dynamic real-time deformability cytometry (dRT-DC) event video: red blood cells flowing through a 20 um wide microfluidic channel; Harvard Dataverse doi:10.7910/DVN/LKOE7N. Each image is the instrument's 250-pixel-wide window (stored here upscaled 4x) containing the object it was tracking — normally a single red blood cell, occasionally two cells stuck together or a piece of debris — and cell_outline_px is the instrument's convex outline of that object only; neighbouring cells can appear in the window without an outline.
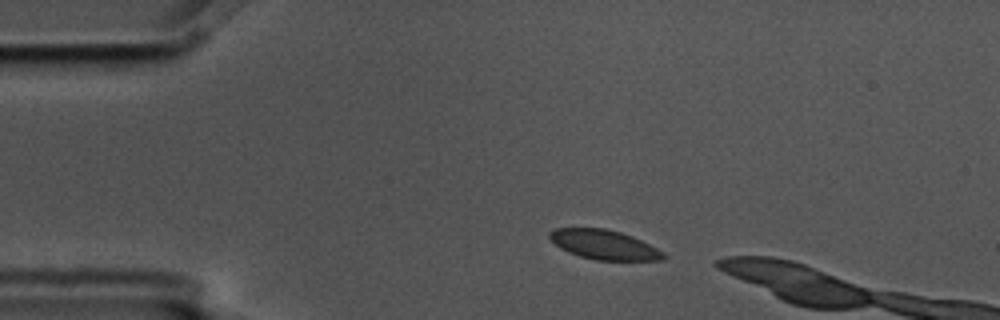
{"species": "common noctule bat (a hibernating species)", "species_latin": "Nyctalus noctula", "temperature_condition": "cold", "stored_images_in_passage": 2, "camera_frame_rate_fps": 3000, "um_per_image_px": 0.085, "animal": {"sex": "male", "body_mass_g": 17.5, "forearm_length_mm": 52.3}, "frame": {"image": 1, "passage_image": 1, "time_ms": 0.0, "image_size_px": [1000, 320], "cell_outline_px": [[668, 256], [664, 260], [596, 260], [580, 256], [568, 252], [560, 248], [548, 236], [548, 232], [556, 228], [604, 228], [620, 232], [632, 236], [664, 252]], "centroid_in_image_um": [51.35, 20.8], "position_along_channel_um": 33.6, "area_um2": 19.48}}